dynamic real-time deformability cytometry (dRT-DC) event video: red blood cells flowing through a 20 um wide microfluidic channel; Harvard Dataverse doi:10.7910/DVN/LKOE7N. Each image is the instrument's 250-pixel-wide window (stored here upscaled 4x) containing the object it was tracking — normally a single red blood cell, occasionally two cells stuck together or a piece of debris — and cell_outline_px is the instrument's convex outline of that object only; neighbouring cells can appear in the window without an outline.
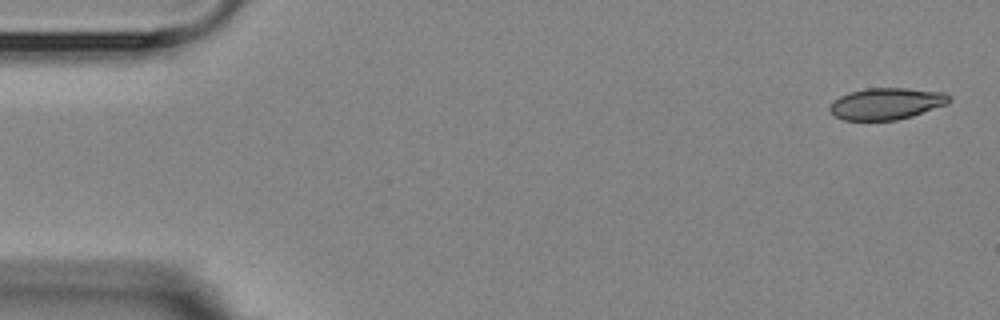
{"species": "Egyptian fruit bat (a non-hibernating species)", "species_latin": "Rousettus aegyptiacus", "temperature_condition": "room temperature", "stored_images_in_passage": 3, "camera_frame_rate_fps": 3000, "um_per_image_px": 0.085, "animal": {"sex": "female"}, "frame": {"image": 1, "passage_image": 1, "time_ms": 0.0, "image_size_px": [1000, 320], "cell_outline_px": [[952, 100], [948, 104], [912, 116], [896, 120], [844, 120], [836, 116], [828, 108], [832, 100], [848, 92], [868, 88], [908, 88], [944, 92], [952, 96]], "centroid_in_image_um": [75.37, 8.8], "position_along_channel_um": 9.6, "area_um2": 22.2}}